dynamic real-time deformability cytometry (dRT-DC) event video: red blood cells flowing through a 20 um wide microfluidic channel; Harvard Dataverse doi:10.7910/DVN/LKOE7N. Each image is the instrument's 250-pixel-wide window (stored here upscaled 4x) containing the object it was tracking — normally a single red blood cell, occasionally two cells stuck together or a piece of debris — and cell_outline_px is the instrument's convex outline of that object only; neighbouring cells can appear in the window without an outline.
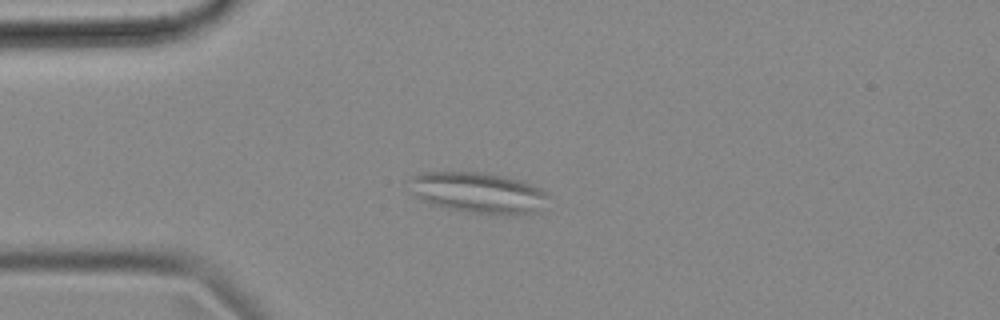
{"species": "common noctule bat (a hibernating species)", "species_latin": "Nyctalus noctula", "temperature_condition": "cold", "stored_images_in_passage": 56, "camera_frame_rate_fps": 3000, "um_per_image_px": 0.085, "animal": {"sex": "female", "body_mass_g": 18.4}, "frame": {"image": 1, "passage_image": 14, "time_ms": 4.333, "image_size_px": [1000, 320], "cell_outline_px": [[552, 196], [544, 208], [540, 212], [508, 216], [472, 212], [448, 208], [432, 204], [420, 200], [408, 192], [408, 180], [412, 176], [424, 172], [484, 172], [524, 180], [548, 192]], "centroid_in_image_um": [40.71, 16.39], "position_along_channel_um": 44.3, "area_um2": 34.1}}
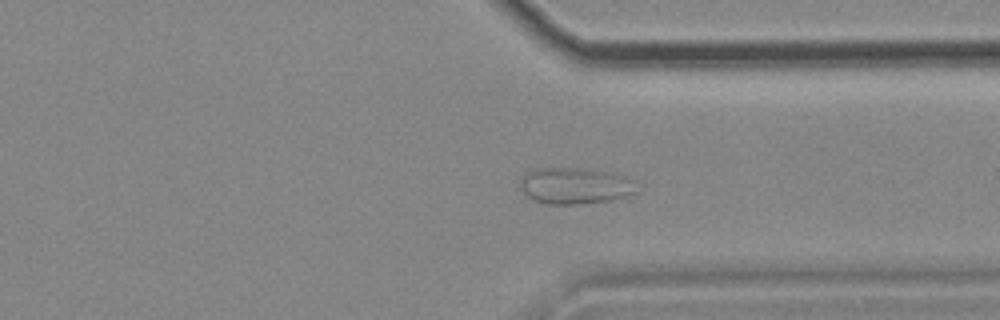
{"frame": {"image": 2, "passage_image": 42, "time_ms": 13.667, "image_size_px": [1000, 320], "cell_outline_px": [[636, 192], [612, 200], [580, 204], [548, 204], [532, 200], [520, 188], [520, 180], [528, 172], [536, 168], [584, 168], [612, 172], [624, 176], [632, 180]], "centroid_in_image_um": [48.85, 15.79], "position_along_channel_um": 362.5, "area_um2": 24.62}}
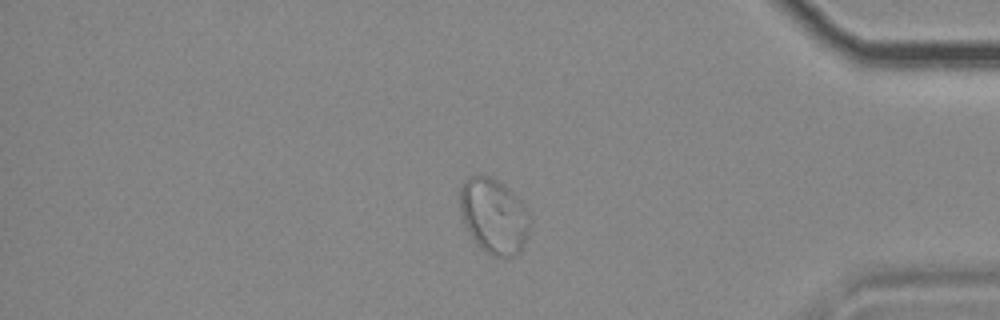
{"frame": {"image": 3, "passage_image": 47, "time_ms": 15.333, "image_size_px": [1000, 320], "cell_outline_px": [[532, 224], [528, 236], [520, 252], [512, 256], [496, 256], [480, 248], [476, 244], [468, 232], [464, 224], [460, 212], [460, 188], [464, 180], [468, 176], [488, 176], [504, 184], [524, 204], [532, 216]], "centroid_in_image_um": [42.0, 18.36], "position_along_channel_um": 393.2, "area_um2": 31.04}}